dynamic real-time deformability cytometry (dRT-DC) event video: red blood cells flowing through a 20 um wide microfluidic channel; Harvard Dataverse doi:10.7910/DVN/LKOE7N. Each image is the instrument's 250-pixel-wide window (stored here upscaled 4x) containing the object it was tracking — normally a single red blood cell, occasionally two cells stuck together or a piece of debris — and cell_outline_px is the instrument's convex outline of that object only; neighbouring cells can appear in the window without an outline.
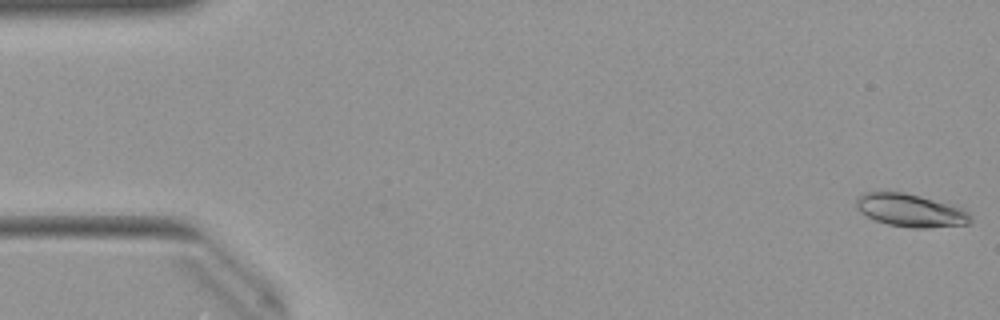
{"species": "Egyptian fruit bat (a non-hibernating species)", "species_latin": "Rousettus aegyptiacus", "temperature_condition": "warm", "stored_images_in_passage": 15, "camera_frame_rate_fps": 3000, "um_per_image_px": 0.085, "animal": {"sex": "female"}, "frame": {"image": 1, "passage_image": 1, "time_ms": 0.0, "image_size_px": [1000, 320], "cell_outline_px": [[972, 224], [928, 228], [912, 228], [888, 224], [876, 220], [860, 212], [856, 208], [856, 200], [864, 192], [904, 192], [920, 196], [964, 208], [972, 216]], "centroid_in_image_um": [77.45, 17.89], "position_along_channel_um": 7.6, "area_um2": 21.96}}
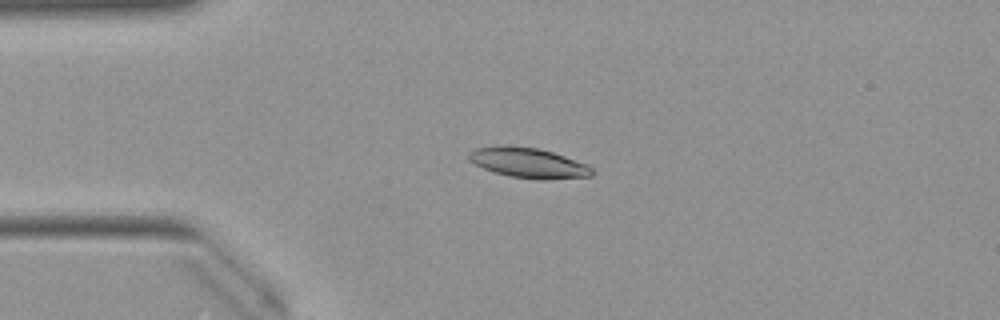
{"frame": {"image": 2, "passage_image": 12, "time_ms": 3.667, "image_size_px": [1000, 320], "cell_outline_px": [[592, 176], [548, 180], [544, 180], [508, 176], [484, 168], [468, 160], [468, 152], [476, 148], [500, 144], [540, 148], [588, 164], [592, 168]], "centroid_in_image_um": [44.9, 13.83], "position_along_channel_um": 40.1, "area_um2": 21.79}}